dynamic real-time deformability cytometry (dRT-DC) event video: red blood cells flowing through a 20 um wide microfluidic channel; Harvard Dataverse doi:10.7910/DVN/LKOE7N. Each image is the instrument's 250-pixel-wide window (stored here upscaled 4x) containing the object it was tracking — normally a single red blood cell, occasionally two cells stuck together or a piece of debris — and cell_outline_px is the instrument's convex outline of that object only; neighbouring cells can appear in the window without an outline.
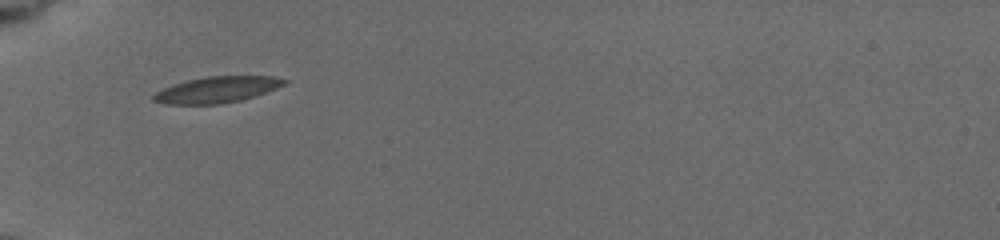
{"species": "common noctule bat (a hibernating species)", "species_latin": "Nyctalus noctula", "temperature_condition": "cold", "stored_images_in_passage": 2, "camera_frame_rate_fps": 3000, "um_per_image_px": 0.085, "animal": {"sex": "female", "body_mass_g": 19.5, "forearm_length_mm": 54.1}, "frame": {"image": 1, "passage_image": 1, "time_ms": 0.0, "image_size_px": [1000, 240], "cell_outline_px": [[288, 80], [284, 84], [276, 88], [240, 100], [216, 104], [164, 104], [152, 100], [152, 96], [156, 92], [172, 84], [188, 80], [208, 76], [276, 76]], "centroid_in_image_um": [18.41, 7.61], "position_along_channel_um": 66.6, "area_um2": 19.65}}